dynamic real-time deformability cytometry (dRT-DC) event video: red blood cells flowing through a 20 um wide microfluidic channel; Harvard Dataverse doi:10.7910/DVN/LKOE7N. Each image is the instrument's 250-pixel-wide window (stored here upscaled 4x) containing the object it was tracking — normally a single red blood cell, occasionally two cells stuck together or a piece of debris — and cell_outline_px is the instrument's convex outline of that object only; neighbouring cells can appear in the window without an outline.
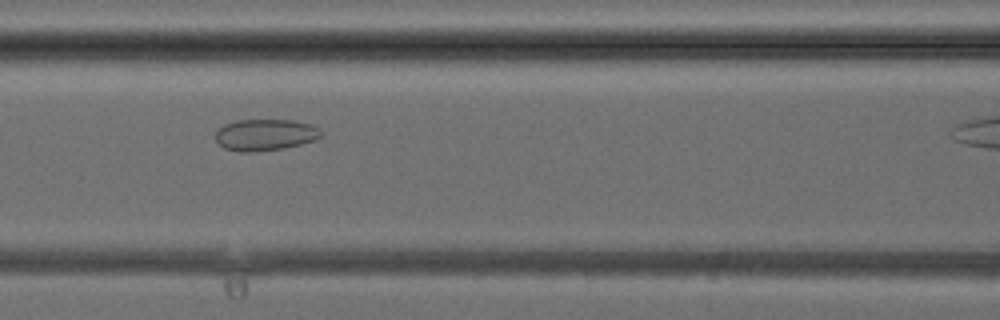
{"species": "common noctule bat (a hibernating species)", "species_latin": "Nyctalus noctula", "temperature_condition": "cold", "stored_images_in_passage": 31, "camera_frame_rate_fps": 3000, "um_per_image_px": 0.085, "animal": {"sex": "female", "body_mass_g": 24.6, "forearm_length_mm": 56.2}, "frame": {"image": 1, "passage_image": 13, "time_ms": 4.0, "image_size_px": [1000, 320], "cell_outline_px": [[324, 136], [316, 140], [284, 148], [252, 152], [240, 152], [224, 148], [216, 140], [216, 132], [224, 124], [236, 120], [292, 120], [312, 124], [320, 128]], "centroid_in_image_um": [22.59, 11.45], "position_along_channel_um": 144.0, "area_um2": 19.54}}
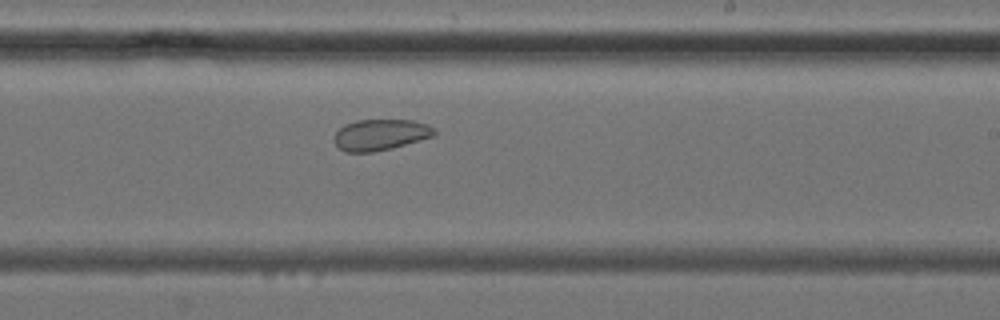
{"frame": {"image": 2, "passage_image": 20, "time_ms": 6.333, "image_size_px": [1000, 320], "cell_outline_px": [[436, 136], [392, 148], [372, 152], [344, 152], [332, 140], [332, 136], [344, 124], [356, 120], [412, 120], [428, 124], [436, 128]], "centroid_in_image_um": [32.35, 11.45], "position_along_channel_um": 256.7, "area_um2": 18.44}}
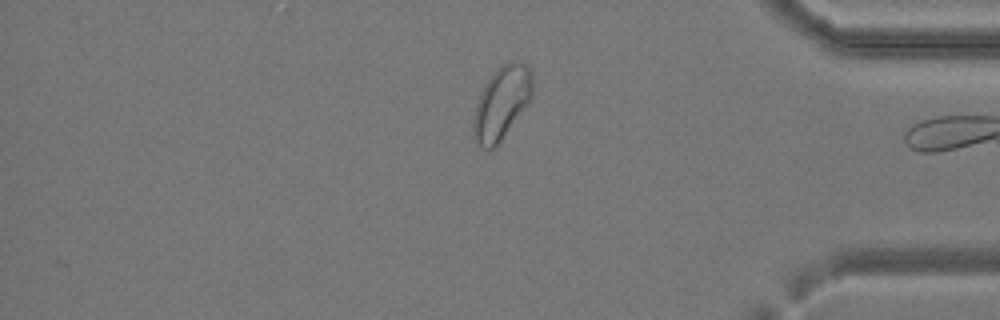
{"frame": {"image": 3, "passage_image": 30, "time_ms": 9.667, "image_size_px": [1000, 320], "cell_outline_px": [[532, 96], [528, 104], [500, 140], [492, 148], [484, 148], [476, 144], [472, 136], [472, 120], [476, 104], [480, 92], [484, 84], [496, 68], [500, 64], [512, 60], [524, 64], [532, 72]], "centroid_in_image_um": [42.6, 8.72], "position_along_channel_um": 392.6, "area_um2": 25.14}}